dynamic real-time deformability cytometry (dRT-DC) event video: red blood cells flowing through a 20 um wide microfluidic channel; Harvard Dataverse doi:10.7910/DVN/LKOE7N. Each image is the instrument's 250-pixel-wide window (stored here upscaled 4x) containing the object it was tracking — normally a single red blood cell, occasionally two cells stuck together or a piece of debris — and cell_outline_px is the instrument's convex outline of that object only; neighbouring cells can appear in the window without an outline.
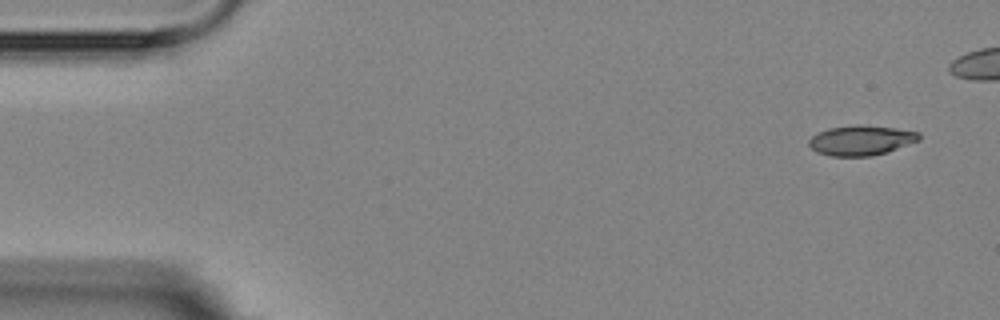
{"species": "Egyptian fruit bat (a non-hibernating species)", "species_latin": "Rousettus aegyptiacus", "temperature_condition": "room temperature", "stored_images_in_passage": 5, "camera_frame_rate_fps": 3000, "um_per_image_px": 0.085, "animal": {"sex": "female"}, "frame": {"image": 1, "passage_image": 1, "time_ms": 0.0, "image_size_px": [1000, 320], "cell_outline_px": [[920, 140], [872, 156], [832, 156], [816, 152], [808, 144], [808, 140], [812, 136], [828, 128], [856, 124], [860, 124], [896, 128], [920, 132]], "centroid_in_image_um": [73.17, 11.91], "position_along_channel_um": 11.8, "area_um2": 19.13}}